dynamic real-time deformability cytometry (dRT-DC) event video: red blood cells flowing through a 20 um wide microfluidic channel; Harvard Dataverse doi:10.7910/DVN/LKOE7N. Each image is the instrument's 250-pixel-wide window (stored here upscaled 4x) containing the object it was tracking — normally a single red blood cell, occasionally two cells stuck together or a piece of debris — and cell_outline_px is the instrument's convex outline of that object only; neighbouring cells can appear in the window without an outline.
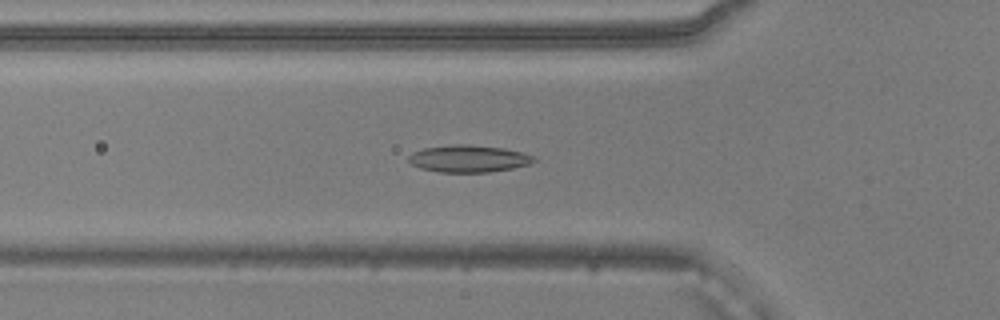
{"species": "common noctule bat (a hibernating species)", "species_latin": "Nyctalus noctula", "temperature_condition": "warm", "stored_images_in_passage": 52, "camera_frame_rate_fps": 3000, "um_per_image_px": 0.085, "animal": {"sex": "male", "body_mass_g": 20.5, "forearm_length_mm": 52.5}, "frame": {"image": 1, "passage_image": 17, "time_ms": 5.333, "image_size_px": [1000, 320], "cell_outline_px": [[536, 160], [528, 164], [512, 168], [488, 172], [440, 172], [420, 168], [412, 164], [408, 160], [408, 156], [412, 152], [424, 148], [456, 144], [468, 144], [504, 148], [524, 152], [532, 156]], "centroid_in_image_um": [39.81, 13.48], "position_along_channel_um": 86.0, "area_um2": 19.71}}
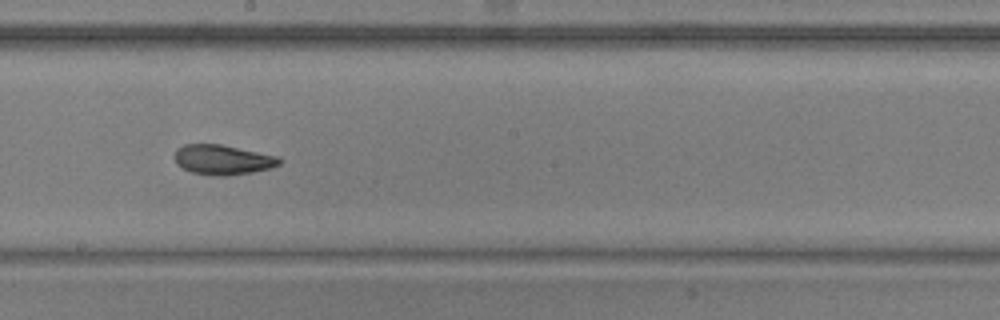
{"frame": {"image": 2, "passage_image": 28, "time_ms": 9.0, "image_size_px": [1000, 320], "cell_outline_px": [[284, 160], [280, 164], [272, 168], [252, 172], [228, 176], [216, 176], [192, 172], [180, 168], [176, 164], [172, 156], [176, 148], [184, 144], [220, 144], [280, 156]], "centroid_in_image_um": [18.92, 13.57], "position_along_channel_um": 229.3, "area_um2": 18.73}}
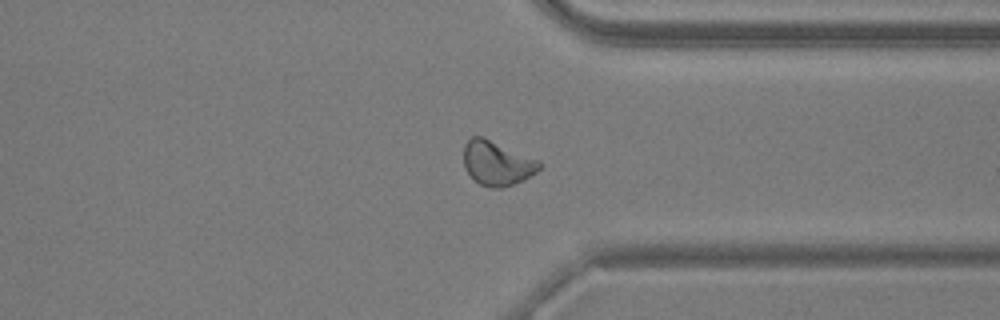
{"frame": {"image": 3, "passage_image": 39, "time_ms": 12.667, "image_size_px": [1000, 320], "cell_outline_px": [[540, 168], [536, 172], [524, 180], [500, 188], [488, 188], [480, 184], [464, 168], [464, 144], [472, 136], [484, 136], [540, 160]], "centroid_in_image_um": [42.25, 13.85], "position_along_channel_um": 369.2, "area_um2": 19.71}, "authors_computed_cell_mechanics": {"area_um2": 19.4497, "velocity_mm_per_s": 3.8848, "shape_relaxation_time_tau1_ms": null, "shape_relaxation_time_tau2_ms": 2.7019, "deformation_change_tau1": null, "deformation_change_tau2": 0.0961}}